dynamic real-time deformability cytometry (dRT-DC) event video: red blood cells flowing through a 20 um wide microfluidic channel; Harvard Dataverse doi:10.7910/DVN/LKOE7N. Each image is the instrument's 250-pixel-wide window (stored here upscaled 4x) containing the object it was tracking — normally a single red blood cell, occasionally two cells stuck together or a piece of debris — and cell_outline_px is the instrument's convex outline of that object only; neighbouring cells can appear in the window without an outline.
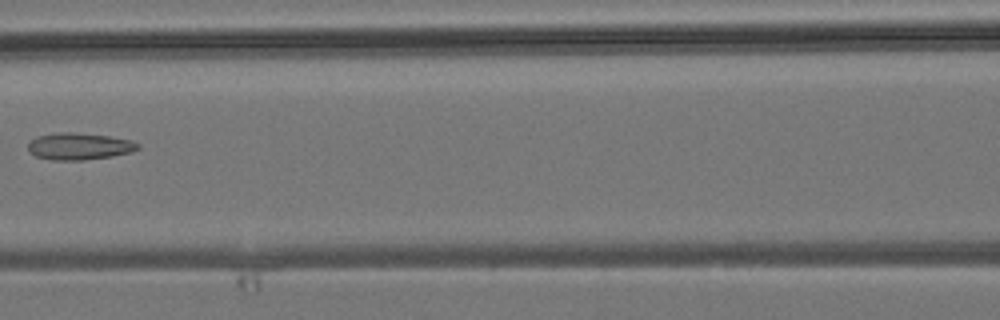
{"species": "common noctule bat (a hibernating species)", "species_latin": "Nyctalus noctula", "temperature_condition": "room temperature", "stored_images_in_passage": 7, "camera_frame_rate_fps": 3000, "um_per_image_px": 0.085, "animal": {"sex": "male", "body_mass_g": 19.2, "forearm_length_mm": 51.8}, "frame": {"image": 1, "passage_image": 7, "time_ms": 7.0, "image_size_px": [1000, 320], "cell_outline_px": [[140, 148], [132, 152], [112, 156], [84, 160], [52, 160], [36, 156], [28, 152], [28, 140], [36, 136], [56, 132], [72, 132], [108, 136], [132, 140], [140, 144]], "centroid_in_image_um": [6.71, 12.43], "position_along_channel_um": 159.9, "area_um2": 17.46}}